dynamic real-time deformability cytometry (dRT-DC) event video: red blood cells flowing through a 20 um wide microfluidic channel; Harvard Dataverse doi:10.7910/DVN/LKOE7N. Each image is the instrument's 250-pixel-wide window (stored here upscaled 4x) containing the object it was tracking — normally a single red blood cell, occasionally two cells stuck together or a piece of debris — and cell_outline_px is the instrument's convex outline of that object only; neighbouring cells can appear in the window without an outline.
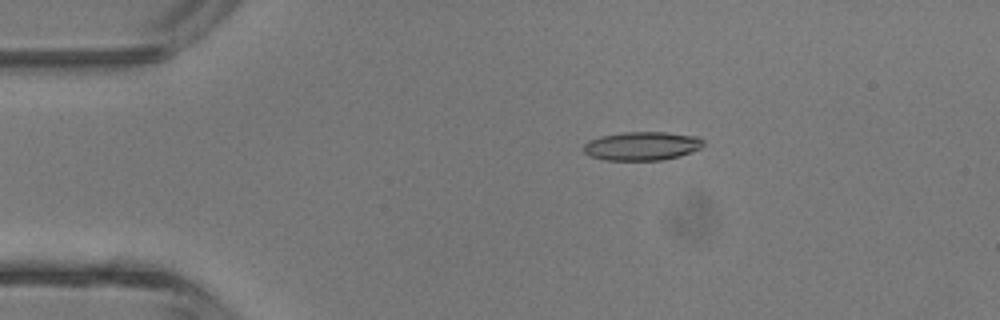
{"species": "common noctule bat (a hibernating species)", "species_latin": "Nyctalus noctula", "temperature_condition": "room temperature", "stored_images_in_passage": 4, "camera_frame_rate_fps": 3000, "um_per_image_px": 0.085, "animal": {"sex": "male", "body_mass_g": 13.3}, "frame": {"image": 1, "passage_image": 3, "time_ms": 2.333, "image_size_px": [1000, 320], "cell_outline_px": [[704, 144], [700, 148], [676, 156], [660, 160], [604, 160], [592, 156], [584, 152], [584, 144], [588, 140], [600, 136], [624, 132], [664, 132], [696, 136], [704, 140]], "centroid_in_image_um": [54.53, 12.4], "position_along_channel_um": 30.5, "area_um2": 19.77}}